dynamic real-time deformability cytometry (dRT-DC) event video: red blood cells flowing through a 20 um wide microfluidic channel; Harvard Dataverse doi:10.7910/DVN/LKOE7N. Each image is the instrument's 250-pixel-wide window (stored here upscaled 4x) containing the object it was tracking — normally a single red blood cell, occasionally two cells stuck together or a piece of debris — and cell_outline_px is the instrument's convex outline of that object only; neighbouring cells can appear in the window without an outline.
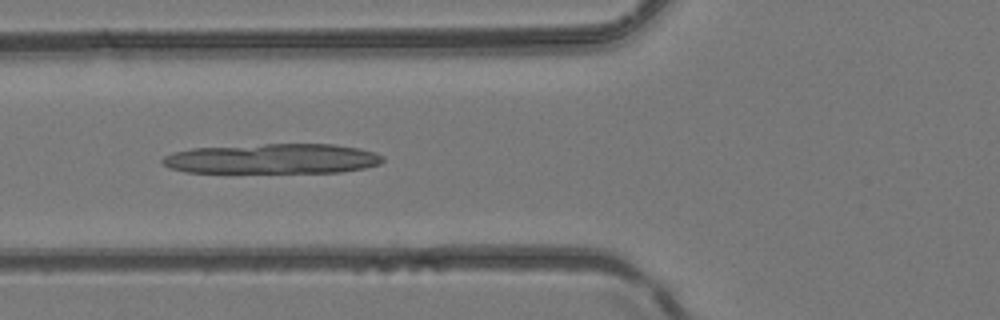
{"species": "common noctule bat (a hibernating species)", "species_latin": "Nyctalus noctula", "temperature_condition": "room temperature", "stored_images_in_passage": 5, "camera_frame_rate_fps": 3000, "um_per_image_px": 0.085, "animal": {"sex": "female", "body_mass_g": 24.6, "forearm_length_mm": 56.2}, "frame": {"image": 1, "passage_image": 5, "time_ms": 1.333, "image_size_px": [1000, 320], "cell_outline_px": [[384, 160], [380, 164], [364, 168], [340, 172], [184, 172], [168, 168], [160, 160], [164, 156], [176, 152], [192, 148], [264, 144], [332, 144], [360, 148], [376, 152], [384, 156]], "centroid_in_image_um": [23.19, 13.49], "position_along_channel_um": 102.6, "area_um2": 38.61}}